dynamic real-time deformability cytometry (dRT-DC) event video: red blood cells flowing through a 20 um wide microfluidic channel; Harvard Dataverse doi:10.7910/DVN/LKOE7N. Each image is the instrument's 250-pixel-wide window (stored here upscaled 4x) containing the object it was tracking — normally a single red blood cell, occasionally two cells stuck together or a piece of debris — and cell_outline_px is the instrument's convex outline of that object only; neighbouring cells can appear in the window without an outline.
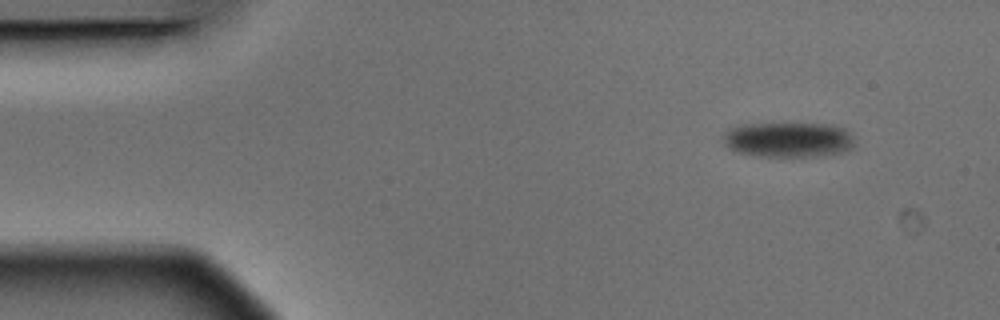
{"species": "Egyptian fruit bat (a non-hibernating species)", "species_latin": "Rousettus aegyptiacus", "temperature_condition": "warm", "stored_images_in_passage": 5, "segment_of_instrument_passage": [1, 2], "camera_frame_rate_fps": 3000, "um_per_image_px": 0.085, "animal": {"sex": "male"}, "frame": {"image": 1, "passage_image": 1, "time_ms": 0.0, "image_size_px": [1000, 320], "cell_outline_px": [[852, 144], [848, 148], [840, 152], [808, 156], [756, 156], [736, 152], [728, 148], [724, 144], [724, 132], [732, 128], [744, 124], [832, 124], [844, 128], [852, 136]], "centroid_in_image_um": [66.94, 11.86], "position_along_channel_um": 18.1, "area_um2": 26.41}}